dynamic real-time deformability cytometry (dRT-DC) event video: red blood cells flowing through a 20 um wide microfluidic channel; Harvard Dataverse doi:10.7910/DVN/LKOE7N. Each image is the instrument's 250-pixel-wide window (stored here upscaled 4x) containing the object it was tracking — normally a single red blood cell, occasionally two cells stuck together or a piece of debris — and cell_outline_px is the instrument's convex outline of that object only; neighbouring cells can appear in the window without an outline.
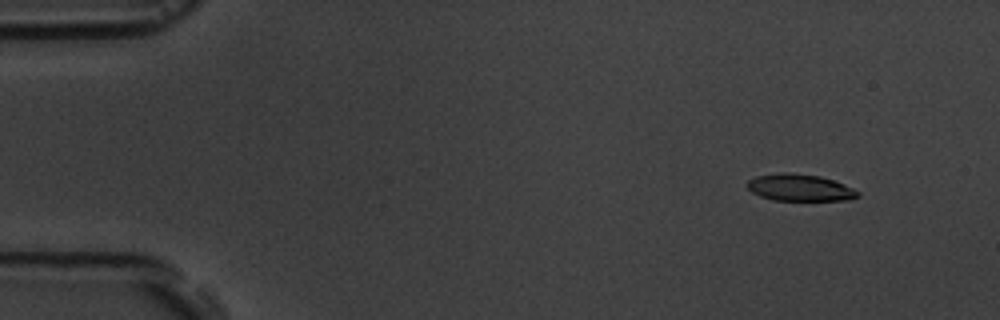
{"species": "common noctule bat (a hibernating species)", "species_latin": "Nyctalus noctula", "temperature_condition": "room temperature", "stored_images_in_passage": 5, "camera_frame_rate_fps": 3000, "um_per_image_px": 0.085, "animal": {"sex": "male", "body_mass_g": 19.5, "forearm_length_mm": 54.6}, "frame": {"image": 1, "passage_image": 2, "time_ms": 1.0, "image_size_px": [1000, 320], "cell_outline_px": [[860, 196], [852, 200], [772, 200], [760, 196], [752, 192], [748, 188], [748, 180], [756, 176], [780, 172], [788, 172], [820, 176], [844, 184], [860, 192]], "centroid_in_image_um": [68.0, 15.95], "position_along_channel_um": 17.0, "area_um2": 17.34}}
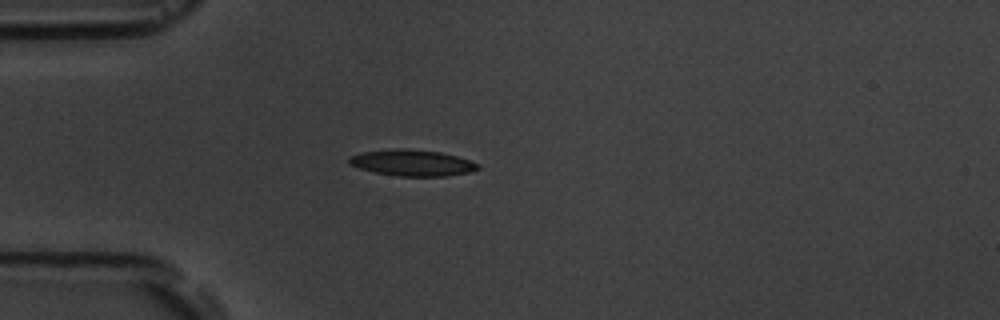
{"frame": {"image": 2, "passage_image": 5, "time_ms": 4.333, "image_size_px": [1000, 320], "cell_outline_px": [[480, 168], [468, 172], [448, 176], [400, 176], [376, 172], [360, 168], [348, 164], [348, 156], [360, 152], [396, 148], [400, 148], [440, 152], [456, 156], [480, 164]], "centroid_in_image_um": [35.0, 13.83], "position_along_channel_um": 50.0, "area_um2": 19.59}}